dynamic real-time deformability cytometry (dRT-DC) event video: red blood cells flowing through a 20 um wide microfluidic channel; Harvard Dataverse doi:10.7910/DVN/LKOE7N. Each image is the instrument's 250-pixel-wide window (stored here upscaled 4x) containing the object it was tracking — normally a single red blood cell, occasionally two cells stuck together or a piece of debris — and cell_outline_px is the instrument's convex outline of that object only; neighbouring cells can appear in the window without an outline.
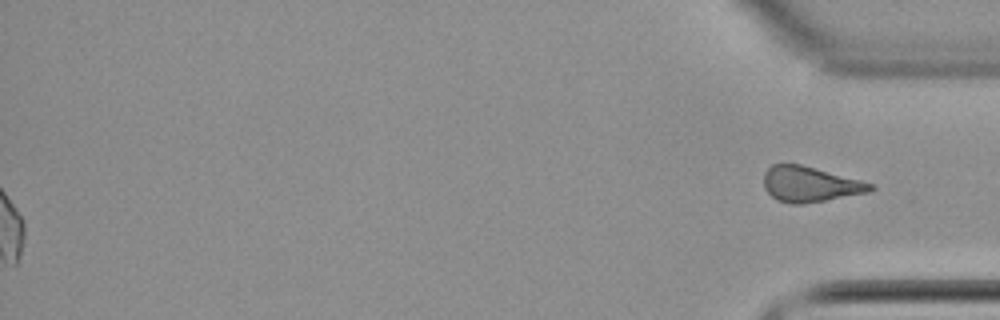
{"species": "common noctule bat (a hibernating species)", "species_latin": "Nyctalus noctula", "temperature_condition": "cold", "stored_images_in_passage": 51, "segment_of_instrument_passage": [2, 2], "camera_frame_rate_fps": 3000, "um_per_image_px": 0.085, "animal": {"sex": "female", "body_mass_g": 22.7, "forearm_length_mm": 54.2}, "frame": {"image": 1, "passage_image": 51, "time_ms": 16.667, "image_size_px": [1000, 320], "cell_outline_px": [[876, 188], [868, 192], [824, 200], [800, 204], [792, 204], [776, 200], [764, 188], [764, 172], [772, 164], [800, 164], [876, 184]], "centroid_in_image_um": [68.85, 15.65], "position_along_channel_um": 366.4, "area_um2": 21.85}}